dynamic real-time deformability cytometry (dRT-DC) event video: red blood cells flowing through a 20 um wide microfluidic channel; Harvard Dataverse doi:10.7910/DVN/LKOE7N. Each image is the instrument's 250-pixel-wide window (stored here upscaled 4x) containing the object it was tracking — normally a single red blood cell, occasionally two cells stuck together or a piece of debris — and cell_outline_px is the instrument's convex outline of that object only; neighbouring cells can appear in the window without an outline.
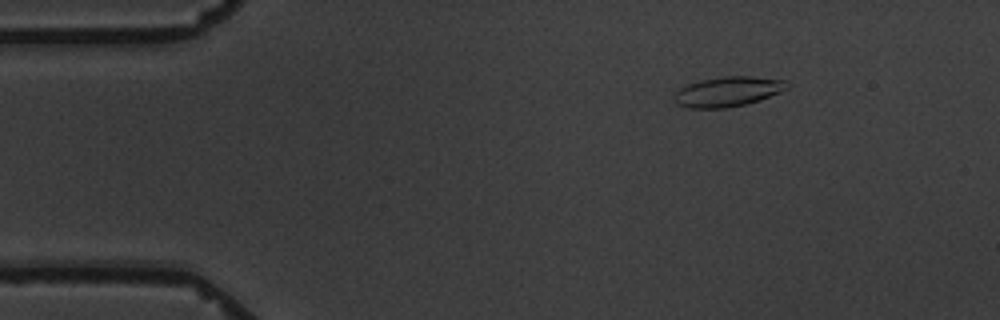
{"species": "common noctule bat (a hibernating species)", "species_latin": "Nyctalus noctula", "temperature_condition": "warm", "stored_images_in_passage": 4, "camera_frame_rate_fps": 3000, "um_per_image_px": 0.085, "animal": {"sex": "male", "body_mass_g": 19.5, "forearm_length_mm": 54.6}, "frame": {"image": 1, "passage_image": 1, "time_ms": 0.0, "image_size_px": [1000, 320], "cell_outline_px": [[788, 88], [780, 92], [760, 100], [744, 104], [724, 108], [688, 108], [676, 104], [672, 100], [672, 96], [680, 88], [688, 84], [700, 80], [724, 76], [752, 76], [788, 80]], "centroid_in_image_um": [61.85, 7.78], "position_along_channel_um": 23.2, "area_um2": 19.83}}